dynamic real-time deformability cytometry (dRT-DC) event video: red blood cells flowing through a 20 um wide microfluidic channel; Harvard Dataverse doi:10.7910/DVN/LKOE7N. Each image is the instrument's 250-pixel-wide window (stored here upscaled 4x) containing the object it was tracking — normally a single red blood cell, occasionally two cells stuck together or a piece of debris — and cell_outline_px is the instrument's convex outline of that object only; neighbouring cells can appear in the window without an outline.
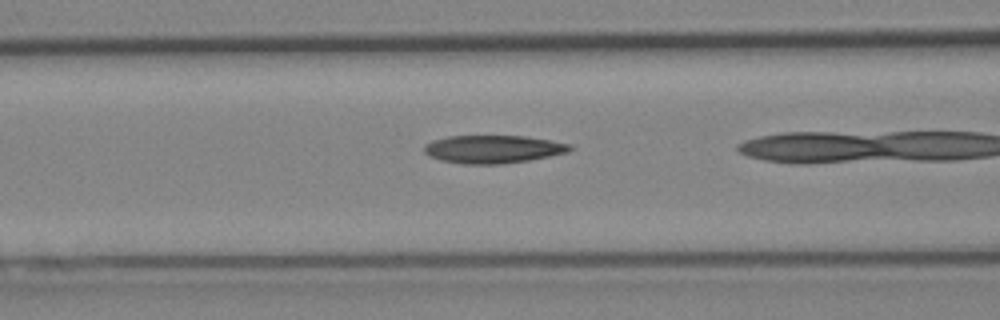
{"species": "Egyptian fruit bat (a non-hibernating species)", "species_latin": "Rousettus aegyptiacus", "temperature_condition": "cold", "stored_images_in_passage": 16, "camera_frame_rate_fps": 3000, "um_per_image_px": 0.085, "animal": {"sex": "female"}, "frame": {"image": 1, "passage_image": 6, "time_ms": 1.667, "image_size_px": [1000, 320], "cell_outline_px": [[572, 148], [564, 152], [548, 156], [528, 160], [500, 164], [464, 164], [440, 160], [428, 156], [424, 152], [424, 144], [432, 140], [448, 136], [524, 136], [548, 140], [568, 144]], "centroid_in_image_um": [41.8, 12.68], "position_along_channel_um": 124.8, "area_um2": 23.47}}
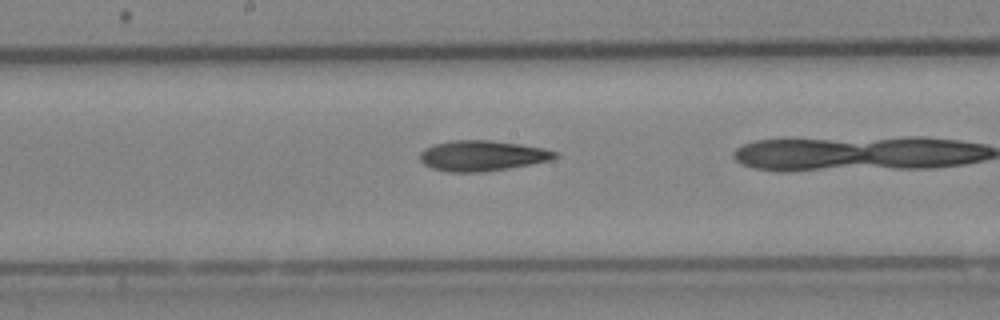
{"frame": {"image": 2, "passage_image": 12, "time_ms": 3.667, "image_size_px": [1000, 320], "cell_outline_px": [[560, 156], [552, 160], [508, 168], [484, 172], [448, 172], [432, 168], [424, 164], [420, 160], [420, 152], [424, 148], [432, 144], [452, 140], [488, 140], [520, 144], [544, 148], [556, 152]], "centroid_in_image_um": [40.97, 13.23], "position_along_channel_um": 207.2, "area_um2": 24.1}}